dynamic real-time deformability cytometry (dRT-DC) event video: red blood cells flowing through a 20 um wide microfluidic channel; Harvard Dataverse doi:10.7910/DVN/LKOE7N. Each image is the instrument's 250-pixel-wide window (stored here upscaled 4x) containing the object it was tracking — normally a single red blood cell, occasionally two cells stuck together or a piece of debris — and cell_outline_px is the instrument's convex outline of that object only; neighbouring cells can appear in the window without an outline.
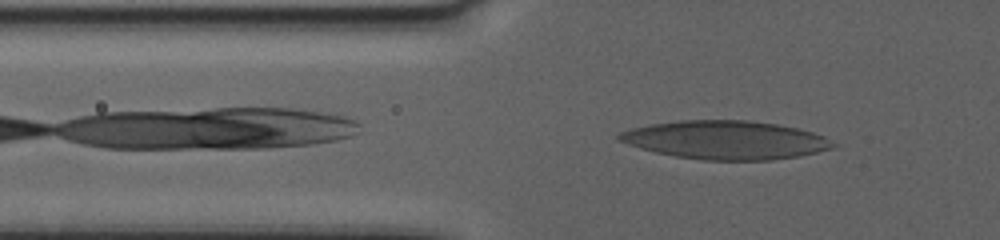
{"species": "human", "species_latin": "Homo sapiens", "temperature_condition": "warm", "stored_images_in_passage": 45, "camera_frame_rate_fps": 3000, "um_per_image_px": 0.085, "donor": {"sex": "female"}, "frame": {"image": 1, "passage_image": 3, "time_ms": 0.667, "image_size_px": [1000, 240], "cell_outline_px": [[836, 144], [832, 148], [800, 156], [772, 160], [704, 160], [676, 156], [656, 152], [640, 148], [616, 140], [616, 136], [620, 132], [632, 128], [652, 124], [680, 120], [748, 120], [776, 124], [796, 128], [812, 132], [824, 136]], "centroid_in_image_um": [61.66, 11.9], "position_along_channel_um": 64.1, "area_um2": 47.8}}
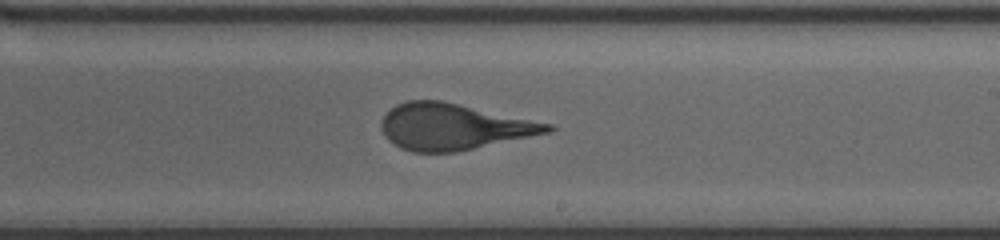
{"frame": {"image": 2, "passage_image": 22, "time_ms": 7.0, "image_size_px": [1000, 240], "cell_outline_px": [[556, 128], [552, 132], [456, 152], [412, 152], [400, 148], [388, 140], [384, 136], [380, 124], [384, 116], [396, 104], [408, 100], [444, 100], [552, 124]], "centroid_in_image_um": [38.55, 10.77], "position_along_channel_um": 250.4, "area_um2": 44.91}}
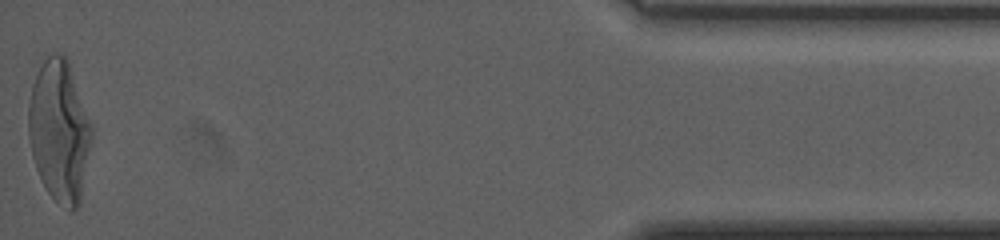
{"frame": {"image": 3, "passage_image": 45, "time_ms": 14.667, "image_size_px": [1000, 240], "cell_outline_px": [[92, 136], [80, 204], [72, 212], [56, 200], [48, 192], [36, 168], [32, 156], [28, 136], [28, 104], [32, 84], [44, 60], [52, 52], [64, 52], [68, 60], [92, 124]], "centroid_in_image_um": [5.05, 11.1], "position_along_channel_um": 430.2, "area_um2": 52.14}, "authors_computed_cell_mechanics": {"area_um2": 46.1244, "velocity_mm_per_s": 3.1948, "shape_relaxation_time_tau1_ms": 7.9779, "shape_relaxation_time_tau2_ms": 0.9611, "deformation_change_tau1": 0.2942, "deformation_change_tau2": 0.105}}